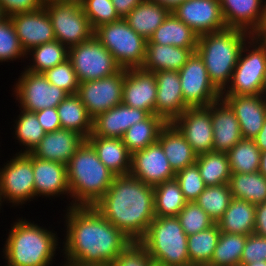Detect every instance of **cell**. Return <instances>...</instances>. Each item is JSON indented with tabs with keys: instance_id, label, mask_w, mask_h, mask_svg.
<instances>
[{
	"instance_id": "4fadbf2b",
	"label": "cell",
	"mask_w": 266,
	"mask_h": 266,
	"mask_svg": "<svg viewBox=\"0 0 266 266\" xmlns=\"http://www.w3.org/2000/svg\"><path fill=\"white\" fill-rule=\"evenodd\" d=\"M185 104L189 108L207 107L221 98V92L213 85L202 58L193 52L178 71Z\"/></svg>"
},
{
	"instance_id": "44dd1931",
	"label": "cell",
	"mask_w": 266,
	"mask_h": 266,
	"mask_svg": "<svg viewBox=\"0 0 266 266\" xmlns=\"http://www.w3.org/2000/svg\"><path fill=\"white\" fill-rule=\"evenodd\" d=\"M234 111L244 139H254L266 118V99L260 95H221Z\"/></svg>"
},
{
	"instance_id": "52a82bcc",
	"label": "cell",
	"mask_w": 266,
	"mask_h": 266,
	"mask_svg": "<svg viewBox=\"0 0 266 266\" xmlns=\"http://www.w3.org/2000/svg\"><path fill=\"white\" fill-rule=\"evenodd\" d=\"M94 36L121 68H139L144 65L147 40L137 34L124 18L96 28Z\"/></svg>"
},
{
	"instance_id": "3957f363",
	"label": "cell",
	"mask_w": 266,
	"mask_h": 266,
	"mask_svg": "<svg viewBox=\"0 0 266 266\" xmlns=\"http://www.w3.org/2000/svg\"><path fill=\"white\" fill-rule=\"evenodd\" d=\"M15 221L1 251L4 266H52L56 250L61 248L58 245L62 243L58 242V234L23 217Z\"/></svg>"
},
{
	"instance_id": "681fc988",
	"label": "cell",
	"mask_w": 266,
	"mask_h": 266,
	"mask_svg": "<svg viewBox=\"0 0 266 266\" xmlns=\"http://www.w3.org/2000/svg\"><path fill=\"white\" fill-rule=\"evenodd\" d=\"M110 266H155L147 250L136 241H132Z\"/></svg>"
},
{
	"instance_id": "8992f818",
	"label": "cell",
	"mask_w": 266,
	"mask_h": 266,
	"mask_svg": "<svg viewBox=\"0 0 266 266\" xmlns=\"http://www.w3.org/2000/svg\"><path fill=\"white\" fill-rule=\"evenodd\" d=\"M187 239L177 217H155L138 242L155 266H190Z\"/></svg>"
},
{
	"instance_id": "1f68e13d",
	"label": "cell",
	"mask_w": 266,
	"mask_h": 266,
	"mask_svg": "<svg viewBox=\"0 0 266 266\" xmlns=\"http://www.w3.org/2000/svg\"><path fill=\"white\" fill-rule=\"evenodd\" d=\"M147 43L197 48L198 35L171 12L147 40Z\"/></svg>"
},
{
	"instance_id": "9c48e42d",
	"label": "cell",
	"mask_w": 266,
	"mask_h": 266,
	"mask_svg": "<svg viewBox=\"0 0 266 266\" xmlns=\"http://www.w3.org/2000/svg\"><path fill=\"white\" fill-rule=\"evenodd\" d=\"M5 164L0 168V206L6 202L18 207L33 201V155L16 153Z\"/></svg>"
},
{
	"instance_id": "ac0fdd59",
	"label": "cell",
	"mask_w": 266,
	"mask_h": 266,
	"mask_svg": "<svg viewBox=\"0 0 266 266\" xmlns=\"http://www.w3.org/2000/svg\"><path fill=\"white\" fill-rule=\"evenodd\" d=\"M157 82L154 72L139 68H127L123 83L122 103L155 114Z\"/></svg>"
},
{
	"instance_id": "ffe728a7",
	"label": "cell",
	"mask_w": 266,
	"mask_h": 266,
	"mask_svg": "<svg viewBox=\"0 0 266 266\" xmlns=\"http://www.w3.org/2000/svg\"><path fill=\"white\" fill-rule=\"evenodd\" d=\"M154 75L157 82L155 114L172 123L189 108L183 99L179 72L165 70Z\"/></svg>"
},
{
	"instance_id": "30bf717a",
	"label": "cell",
	"mask_w": 266,
	"mask_h": 266,
	"mask_svg": "<svg viewBox=\"0 0 266 266\" xmlns=\"http://www.w3.org/2000/svg\"><path fill=\"white\" fill-rule=\"evenodd\" d=\"M43 6L51 19L56 40L68 48L94 35L79 0L43 3Z\"/></svg>"
},
{
	"instance_id": "d4e9b609",
	"label": "cell",
	"mask_w": 266,
	"mask_h": 266,
	"mask_svg": "<svg viewBox=\"0 0 266 266\" xmlns=\"http://www.w3.org/2000/svg\"><path fill=\"white\" fill-rule=\"evenodd\" d=\"M85 140L75 131L60 129L46 133L31 154L39 159L67 165Z\"/></svg>"
},
{
	"instance_id": "ba28073f",
	"label": "cell",
	"mask_w": 266,
	"mask_h": 266,
	"mask_svg": "<svg viewBox=\"0 0 266 266\" xmlns=\"http://www.w3.org/2000/svg\"><path fill=\"white\" fill-rule=\"evenodd\" d=\"M266 70V41L251 36L240 51L229 85L221 95H260Z\"/></svg>"
},
{
	"instance_id": "e575fe53",
	"label": "cell",
	"mask_w": 266,
	"mask_h": 266,
	"mask_svg": "<svg viewBox=\"0 0 266 266\" xmlns=\"http://www.w3.org/2000/svg\"><path fill=\"white\" fill-rule=\"evenodd\" d=\"M228 185L233 198L254 205L266 202V177L259 172L232 173Z\"/></svg>"
},
{
	"instance_id": "7c38bea8",
	"label": "cell",
	"mask_w": 266,
	"mask_h": 266,
	"mask_svg": "<svg viewBox=\"0 0 266 266\" xmlns=\"http://www.w3.org/2000/svg\"><path fill=\"white\" fill-rule=\"evenodd\" d=\"M13 85V94L19 108L37 112L45 108H56L69 94L52 85L43 73L21 71Z\"/></svg>"
},
{
	"instance_id": "f907efd6",
	"label": "cell",
	"mask_w": 266,
	"mask_h": 266,
	"mask_svg": "<svg viewBox=\"0 0 266 266\" xmlns=\"http://www.w3.org/2000/svg\"><path fill=\"white\" fill-rule=\"evenodd\" d=\"M258 260L266 261V237L251 233L247 235L240 264H250Z\"/></svg>"
},
{
	"instance_id": "74e56055",
	"label": "cell",
	"mask_w": 266,
	"mask_h": 266,
	"mask_svg": "<svg viewBox=\"0 0 266 266\" xmlns=\"http://www.w3.org/2000/svg\"><path fill=\"white\" fill-rule=\"evenodd\" d=\"M195 164L206 186H219L229 183L232 173L227 153L211 151L200 154L196 157Z\"/></svg>"
},
{
	"instance_id": "4316f807",
	"label": "cell",
	"mask_w": 266,
	"mask_h": 266,
	"mask_svg": "<svg viewBox=\"0 0 266 266\" xmlns=\"http://www.w3.org/2000/svg\"><path fill=\"white\" fill-rule=\"evenodd\" d=\"M86 141L93 147L99 160L116 176L130 174L132 154L122 138L89 136Z\"/></svg>"
},
{
	"instance_id": "cb8c5ba5",
	"label": "cell",
	"mask_w": 266,
	"mask_h": 266,
	"mask_svg": "<svg viewBox=\"0 0 266 266\" xmlns=\"http://www.w3.org/2000/svg\"><path fill=\"white\" fill-rule=\"evenodd\" d=\"M211 122L214 152L227 153L243 139L234 111L222 98L211 104Z\"/></svg>"
},
{
	"instance_id": "8d00e7d4",
	"label": "cell",
	"mask_w": 266,
	"mask_h": 266,
	"mask_svg": "<svg viewBox=\"0 0 266 266\" xmlns=\"http://www.w3.org/2000/svg\"><path fill=\"white\" fill-rule=\"evenodd\" d=\"M69 48L56 39L33 47L26 52L29 64L23 68L36 73H44L46 70L63 63L68 59ZM32 57V58H31ZM32 60V61H31Z\"/></svg>"
},
{
	"instance_id": "9f6ffc18",
	"label": "cell",
	"mask_w": 266,
	"mask_h": 266,
	"mask_svg": "<svg viewBox=\"0 0 266 266\" xmlns=\"http://www.w3.org/2000/svg\"><path fill=\"white\" fill-rule=\"evenodd\" d=\"M257 39L266 41V0L264 1V11L261 24L257 31L252 35Z\"/></svg>"
},
{
	"instance_id": "d6a6232c",
	"label": "cell",
	"mask_w": 266,
	"mask_h": 266,
	"mask_svg": "<svg viewBox=\"0 0 266 266\" xmlns=\"http://www.w3.org/2000/svg\"><path fill=\"white\" fill-rule=\"evenodd\" d=\"M61 129L75 131L87 139L92 133L93 118L77 94H69L57 107Z\"/></svg>"
},
{
	"instance_id": "ab89813d",
	"label": "cell",
	"mask_w": 266,
	"mask_h": 266,
	"mask_svg": "<svg viewBox=\"0 0 266 266\" xmlns=\"http://www.w3.org/2000/svg\"><path fill=\"white\" fill-rule=\"evenodd\" d=\"M14 121V133L12 134L15 140H18L17 143H20L19 145L22 147L16 153H31L46 134L39 123L36 113L20 108L19 116Z\"/></svg>"
},
{
	"instance_id": "6da1fadb",
	"label": "cell",
	"mask_w": 266,
	"mask_h": 266,
	"mask_svg": "<svg viewBox=\"0 0 266 266\" xmlns=\"http://www.w3.org/2000/svg\"><path fill=\"white\" fill-rule=\"evenodd\" d=\"M65 209L66 233L60 249L64 260L110 266L132 242L94 206Z\"/></svg>"
},
{
	"instance_id": "83f0119b",
	"label": "cell",
	"mask_w": 266,
	"mask_h": 266,
	"mask_svg": "<svg viewBox=\"0 0 266 266\" xmlns=\"http://www.w3.org/2000/svg\"><path fill=\"white\" fill-rule=\"evenodd\" d=\"M158 141L175 173L195 164L197 155L172 123H167L161 130Z\"/></svg>"
},
{
	"instance_id": "277c9868",
	"label": "cell",
	"mask_w": 266,
	"mask_h": 266,
	"mask_svg": "<svg viewBox=\"0 0 266 266\" xmlns=\"http://www.w3.org/2000/svg\"><path fill=\"white\" fill-rule=\"evenodd\" d=\"M116 175L98 158L85 140L67 164L71 206H94L107 192Z\"/></svg>"
},
{
	"instance_id": "f35d334b",
	"label": "cell",
	"mask_w": 266,
	"mask_h": 266,
	"mask_svg": "<svg viewBox=\"0 0 266 266\" xmlns=\"http://www.w3.org/2000/svg\"><path fill=\"white\" fill-rule=\"evenodd\" d=\"M220 234V228L214 223L211 227L188 236L190 266H207L210 263Z\"/></svg>"
},
{
	"instance_id": "680465c9",
	"label": "cell",
	"mask_w": 266,
	"mask_h": 266,
	"mask_svg": "<svg viewBox=\"0 0 266 266\" xmlns=\"http://www.w3.org/2000/svg\"><path fill=\"white\" fill-rule=\"evenodd\" d=\"M156 3H159L170 11H172L178 4H181L184 0H150Z\"/></svg>"
},
{
	"instance_id": "5b68a950",
	"label": "cell",
	"mask_w": 266,
	"mask_h": 266,
	"mask_svg": "<svg viewBox=\"0 0 266 266\" xmlns=\"http://www.w3.org/2000/svg\"><path fill=\"white\" fill-rule=\"evenodd\" d=\"M251 36L237 28L198 36L196 52L206 66L210 81L221 93L229 85L242 46Z\"/></svg>"
},
{
	"instance_id": "603a6c76",
	"label": "cell",
	"mask_w": 266,
	"mask_h": 266,
	"mask_svg": "<svg viewBox=\"0 0 266 266\" xmlns=\"http://www.w3.org/2000/svg\"><path fill=\"white\" fill-rule=\"evenodd\" d=\"M148 115L144 110L118 104L93 118L90 136L122 138L133 124L144 120Z\"/></svg>"
},
{
	"instance_id": "e0dca14e",
	"label": "cell",
	"mask_w": 266,
	"mask_h": 266,
	"mask_svg": "<svg viewBox=\"0 0 266 266\" xmlns=\"http://www.w3.org/2000/svg\"><path fill=\"white\" fill-rule=\"evenodd\" d=\"M175 174L159 141L132 154L130 175L147 185L154 187Z\"/></svg>"
},
{
	"instance_id": "9a60e30c",
	"label": "cell",
	"mask_w": 266,
	"mask_h": 266,
	"mask_svg": "<svg viewBox=\"0 0 266 266\" xmlns=\"http://www.w3.org/2000/svg\"><path fill=\"white\" fill-rule=\"evenodd\" d=\"M171 12L198 36L227 28L219 0H184Z\"/></svg>"
},
{
	"instance_id": "f546056e",
	"label": "cell",
	"mask_w": 266,
	"mask_h": 266,
	"mask_svg": "<svg viewBox=\"0 0 266 266\" xmlns=\"http://www.w3.org/2000/svg\"><path fill=\"white\" fill-rule=\"evenodd\" d=\"M171 11L165 6L144 0L124 18L140 36L149 40L155 30L164 22Z\"/></svg>"
},
{
	"instance_id": "4dcf8cb0",
	"label": "cell",
	"mask_w": 266,
	"mask_h": 266,
	"mask_svg": "<svg viewBox=\"0 0 266 266\" xmlns=\"http://www.w3.org/2000/svg\"><path fill=\"white\" fill-rule=\"evenodd\" d=\"M256 205L232 198L228 208L216 223L223 233L249 235L254 233Z\"/></svg>"
},
{
	"instance_id": "2e32d148",
	"label": "cell",
	"mask_w": 266,
	"mask_h": 266,
	"mask_svg": "<svg viewBox=\"0 0 266 266\" xmlns=\"http://www.w3.org/2000/svg\"><path fill=\"white\" fill-rule=\"evenodd\" d=\"M172 124L185 137L197 156L213 151L211 104L207 107L187 108Z\"/></svg>"
},
{
	"instance_id": "7dc6e473",
	"label": "cell",
	"mask_w": 266,
	"mask_h": 266,
	"mask_svg": "<svg viewBox=\"0 0 266 266\" xmlns=\"http://www.w3.org/2000/svg\"><path fill=\"white\" fill-rule=\"evenodd\" d=\"M43 74L52 85L63 89L68 94L77 93L80 82L69 59L46 70Z\"/></svg>"
},
{
	"instance_id": "484cf974",
	"label": "cell",
	"mask_w": 266,
	"mask_h": 266,
	"mask_svg": "<svg viewBox=\"0 0 266 266\" xmlns=\"http://www.w3.org/2000/svg\"><path fill=\"white\" fill-rule=\"evenodd\" d=\"M265 0H219L227 28H237L253 35L259 28Z\"/></svg>"
},
{
	"instance_id": "bcb514c9",
	"label": "cell",
	"mask_w": 266,
	"mask_h": 266,
	"mask_svg": "<svg viewBox=\"0 0 266 266\" xmlns=\"http://www.w3.org/2000/svg\"><path fill=\"white\" fill-rule=\"evenodd\" d=\"M93 30L120 19L111 0H80Z\"/></svg>"
},
{
	"instance_id": "d6986e66",
	"label": "cell",
	"mask_w": 266,
	"mask_h": 266,
	"mask_svg": "<svg viewBox=\"0 0 266 266\" xmlns=\"http://www.w3.org/2000/svg\"><path fill=\"white\" fill-rule=\"evenodd\" d=\"M10 19L25 52L56 39L44 6L34 11L11 15Z\"/></svg>"
},
{
	"instance_id": "f1b7e54d",
	"label": "cell",
	"mask_w": 266,
	"mask_h": 266,
	"mask_svg": "<svg viewBox=\"0 0 266 266\" xmlns=\"http://www.w3.org/2000/svg\"><path fill=\"white\" fill-rule=\"evenodd\" d=\"M196 48L147 43L146 58L142 68L149 72L179 71Z\"/></svg>"
},
{
	"instance_id": "91938a15",
	"label": "cell",
	"mask_w": 266,
	"mask_h": 266,
	"mask_svg": "<svg viewBox=\"0 0 266 266\" xmlns=\"http://www.w3.org/2000/svg\"><path fill=\"white\" fill-rule=\"evenodd\" d=\"M259 173L266 177V150L261 151Z\"/></svg>"
},
{
	"instance_id": "836d02e7",
	"label": "cell",
	"mask_w": 266,
	"mask_h": 266,
	"mask_svg": "<svg viewBox=\"0 0 266 266\" xmlns=\"http://www.w3.org/2000/svg\"><path fill=\"white\" fill-rule=\"evenodd\" d=\"M167 122L156 114H149L144 120L133 124L123 135L122 141L133 154L158 141L161 130Z\"/></svg>"
},
{
	"instance_id": "816d5d0a",
	"label": "cell",
	"mask_w": 266,
	"mask_h": 266,
	"mask_svg": "<svg viewBox=\"0 0 266 266\" xmlns=\"http://www.w3.org/2000/svg\"><path fill=\"white\" fill-rule=\"evenodd\" d=\"M42 6V0H0V13L10 17L17 13L37 10Z\"/></svg>"
},
{
	"instance_id": "db71d44e",
	"label": "cell",
	"mask_w": 266,
	"mask_h": 266,
	"mask_svg": "<svg viewBox=\"0 0 266 266\" xmlns=\"http://www.w3.org/2000/svg\"><path fill=\"white\" fill-rule=\"evenodd\" d=\"M254 233L266 237V202L256 205Z\"/></svg>"
},
{
	"instance_id": "b9f144b4",
	"label": "cell",
	"mask_w": 266,
	"mask_h": 266,
	"mask_svg": "<svg viewBox=\"0 0 266 266\" xmlns=\"http://www.w3.org/2000/svg\"><path fill=\"white\" fill-rule=\"evenodd\" d=\"M247 236L221 232L218 244L207 266H240Z\"/></svg>"
},
{
	"instance_id": "5bb4252c",
	"label": "cell",
	"mask_w": 266,
	"mask_h": 266,
	"mask_svg": "<svg viewBox=\"0 0 266 266\" xmlns=\"http://www.w3.org/2000/svg\"><path fill=\"white\" fill-rule=\"evenodd\" d=\"M125 70L121 68L111 76L79 84L76 94L92 118L122 103Z\"/></svg>"
},
{
	"instance_id": "8fae6325",
	"label": "cell",
	"mask_w": 266,
	"mask_h": 266,
	"mask_svg": "<svg viewBox=\"0 0 266 266\" xmlns=\"http://www.w3.org/2000/svg\"><path fill=\"white\" fill-rule=\"evenodd\" d=\"M68 59L80 83L111 76L121 69L94 35L89 40L70 47Z\"/></svg>"
},
{
	"instance_id": "6f0895ef",
	"label": "cell",
	"mask_w": 266,
	"mask_h": 266,
	"mask_svg": "<svg viewBox=\"0 0 266 266\" xmlns=\"http://www.w3.org/2000/svg\"><path fill=\"white\" fill-rule=\"evenodd\" d=\"M257 147L260 149V151L266 150V118L264 120V124L262 126V129L258 133V135L254 138Z\"/></svg>"
},
{
	"instance_id": "f6af8a7d",
	"label": "cell",
	"mask_w": 266,
	"mask_h": 266,
	"mask_svg": "<svg viewBox=\"0 0 266 266\" xmlns=\"http://www.w3.org/2000/svg\"><path fill=\"white\" fill-rule=\"evenodd\" d=\"M176 217L187 236L203 231L215 223L195 201L187 202Z\"/></svg>"
},
{
	"instance_id": "e7e4bbea",
	"label": "cell",
	"mask_w": 266,
	"mask_h": 266,
	"mask_svg": "<svg viewBox=\"0 0 266 266\" xmlns=\"http://www.w3.org/2000/svg\"><path fill=\"white\" fill-rule=\"evenodd\" d=\"M57 1H75V0H42L43 3L57 2Z\"/></svg>"
},
{
	"instance_id": "7bdbcfd3",
	"label": "cell",
	"mask_w": 266,
	"mask_h": 266,
	"mask_svg": "<svg viewBox=\"0 0 266 266\" xmlns=\"http://www.w3.org/2000/svg\"><path fill=\"white\" fill-rule=\"evenodd\" d=\"M232 193L228 184L206 186L195 202L217 223L228 208Z\"/></svg>"
},
{
	"instance_id": "6125c7cd",
	"label": "cell",
	"mask_w": 266,
	"mask_h": 266,
	"mask_svg": "<svg viewBox=\"0 0 266 266\" xmlns=\"http://www.w3.org/2000/svg\"><path fill=\"white\" fill-rule=\"evenodd\" d=\"M240 266H266V261L263 260H258L250 264H240Z\"/></svg>"
},
{
	"instance_id": "11a10c76",
	"label": "cell",
	"mask_w": 266,
	"mask_h": 266,
	"mask_svg": "<svg viewBox=\"0 0 266 266\" xmlns=\"http://www.w3.org/2000/svg\"><path fill=\"white\" fill-rule=\"evenodd\" d=\"M120 18H125L139 3L144 0H111Z\"/></svg>"
},
{
	"instance_id": "c3c4849f",
	"label": "cell",
	"mask_w": 266,
	"mask_h": 266,
	"mask_svg": "<svg viewBox=\"0 0 266 266\" xmlns=\"http://www.w3.org/2000/svg\"><path fill=\"white\" fill-rule=\"evenodd\" d=\"M175 179L178 181L187 202L195 201L206 188L196 164L176 172Z\"/></svg>"
},
{
	"instance_id": "be15d7a7",
	"label": "cell",
	"mask_w": 266,
	"mask_h": 266,
	"mask_svg": "<svg viewBox=\"0 0 266 266\" xmlns=\"http://www.w3.org/2000/svg\"><path fill=\"white\" fill-rule=\"evenodd\" d=\"M261 95L266 99V70H265V75H264L263 87H262Z\"/></svg>"
},
{
	"instance_id": "f5cc1de1",
	"label": "cell",
	"mask_w": 266,
	"mask_h": 266,
	"mask_svg": "<svg viewBox=\"0 0 266 266\" xmlns=\"http://www.w3.org/2000/svg\"><path fill=\"white\" fill-rule=\"evenodd\" d=\"M35 113L40 125L46 133L54 132L61 129V123L56 108H45Z\"/></svg>"
},
{
	"instance_id": "d590c367",
	"label": "cell",
	"mask_w": 266,
	"mask_h": 266,
	"mask_svg": "<svg viewBox=\"0 0 266 266\" xmlns=\"http://www.w3.org/2000/svg\"><path fill=\"white\" fill-rule=\"evenodd\" d=\"M153 188L155 217H176L187 203L175 178Z\"/></svg>"
},
{
	"instance_id": "60d3db41",
	"label": "cell",
	"mask_w": 266,
	"mask_h": 266,
	"mask_svg": "<svg viewBox=\"0 0 266 266\" xmlns=\"http://www.w3.org/2000/svg\"><path fill=\"white\" fill-rule=\"evenodd\" d=\"M231 173H254L259 171L261 151L254 139H242L228 152Z\"/></svg>"
},
{
	"instance_id": "7402d4cb",
	"label": "cell",
	"mask_w": 266,
	"mask_h": 266,
	"mask_svg": "<svg viewBox=\"0 0 266 266\" xmlns=\"http://www.w3.org/2000/svg\"><path fill=\"white\" fill-rule=\"evenodd\" d=\"M35 198H53L67 195L70 191L67 180V165L39 159L33 156Z\"/></svg>"
},
{
	"instance_id": "ee69618b",
	"label": "cell",
	"mask_w": 266,
	"mask_h": 266,
	"mask_svg": "<svg viewBox=\"0 0 266 266\" xmlns=\"http://www.w3.org/2000/svg\"><path fill=\"white\" fill-rule=\"evenodd\" d=\"M24 51L10 17H0V63L25 60Z\"/></svg>"
},
{
	"instance_id": "94428289",
	"label": "cell",
	"mask_w": 266,
	"mask_h": 266,
	"mask_svg": "<svg viewBox=\"0 0 266 266\" xmlns=\"http://www.w3.org/2000/svg\"><path fill=\"white\" fill-rule=\"evenodd\" d=\"M62 263H64V264H62ZM60 265H63V266H103V265H98V264H85L82 262L71 261V260H65V261L61 262Z\"/></svg>"
},
{
	"instance_id": "7a4b0ae2",
	"label": "cell",
	"mask_w": 266,
	"mask_h": 266,
	"mask_svg": "<svg viewBox=\"0 0 266 266\" xmlns=\"http://www.w3.org/2000/svg\"><path fill=\"white\" fill-rule=\"evenodd\" d=\"M94 207L129 239L138 242L155 218L154 188L130 174L115 176Z\"/></svg>"
}]
</instances>
